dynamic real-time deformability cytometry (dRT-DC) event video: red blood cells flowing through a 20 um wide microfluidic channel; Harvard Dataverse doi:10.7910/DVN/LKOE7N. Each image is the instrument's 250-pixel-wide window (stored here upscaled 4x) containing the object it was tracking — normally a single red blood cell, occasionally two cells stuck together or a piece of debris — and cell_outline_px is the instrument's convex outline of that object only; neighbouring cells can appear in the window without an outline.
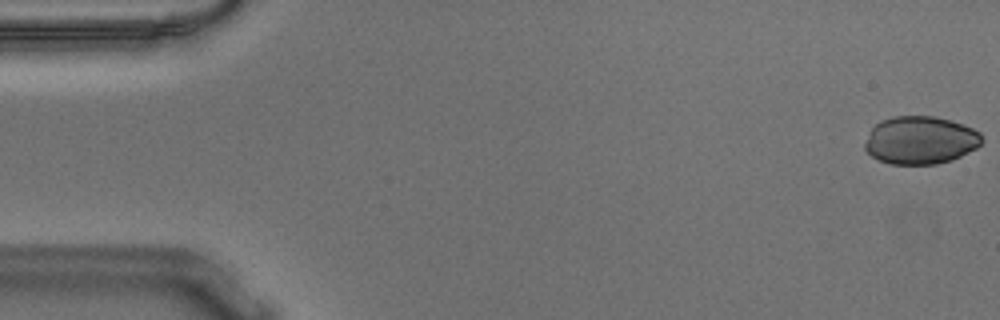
{"species": "Egyptian fruit bat (a non-hibernating species)", "species_latin": "Rousettus aegyptiacus", "temperature_condition": "warm", "stored_images_in_passage": 55, "camera_frame_rate_fps": 3000, "um_per_image_px": 0.085, "animal": {"sex": "male"}, "frame": {"image": 1, "passage_image": 1, "time_ms": 0.0, "image_size_px": [1000, 320], "cell_outline_px": [[984, 140], [976, 148], [952, 160], [936, 164], [892, 164], [880, 160], [872, 156], [864, 148], [864, 144], [872, 128], [880, 120], [892, 116], [936, 116], [972, 128], [980, 132]], "centroid_in_image_um": [78.23, 11.91], "position_along_channel_um": 6.8, "area_um2": 32.54}}
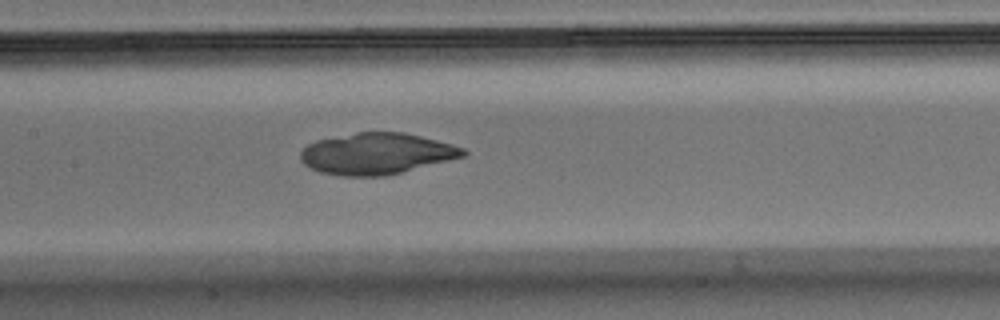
{"frame": {"image": 2, "passage_image": 26, "time_ms": 8.333, "image_size_px": [1000, 320], "cell_outline_px": [[468, 152], [464, 156], [384, 176], [340, 176], [320, 172], [304, 164], [300, 160], [300, 152], [308, 144], [316, 140], [356, 132], [404, 132], [452, 144], [464, 148]], "centroid_in_image_um": [31.97, 13.05], "position_along_channel_um": 175.4, "area_um2": 38.9}}
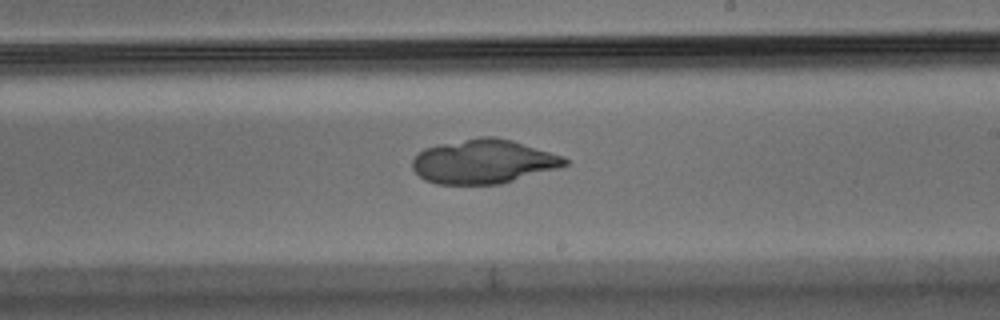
{"frame": {"image": 3, "passage_image": 32, "time_ms": 10.333, "image_size_px": [1000, 320], "cell_outline_px": [[568, 164], [556, 168], [500, 184], [436, 184], [424, 180], [412, 168], [412, 160], [424, 148], [440, 144], [480, 136], [496, 136], [512, 140], [560, 156], [568, 160]], "centroid_in_image_um": [41.04, 13.73], "position_along_channel_um": 248.0, "area_um2": 38.73}}